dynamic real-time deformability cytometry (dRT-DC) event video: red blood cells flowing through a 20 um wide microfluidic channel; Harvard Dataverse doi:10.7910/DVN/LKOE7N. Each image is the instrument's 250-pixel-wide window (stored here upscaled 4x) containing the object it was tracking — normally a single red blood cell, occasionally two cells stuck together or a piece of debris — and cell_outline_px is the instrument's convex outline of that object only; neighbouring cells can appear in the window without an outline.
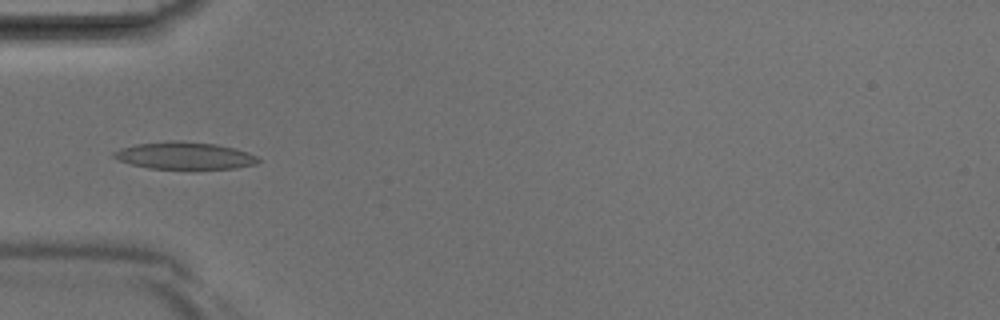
{"species": "Egyptian fruit bat (a non-hibernating species)", "species_latin": "Rousettus aegyptiacus", "temperature_condition": "room temperature", "stored_images_in_passage": 35, "camera_frame_rate_fps": 3000, "um_per_image_px": 0.085, "animal": {"sex": "male"}, "frame": {"image": 1, "passage_image": 12, "time_ms": 3.667, "image_size_px": [1000, 320], "cell_outline_px": [[260, 160], [256, 164], [236, 168], [148, 168], [132, 164], [120, 160], [112, 156], [112, 152], [120, 148], [136, 144], [172, 140], [180, 140], [216, 144], [248, 152], [256, 156]], "centroid_in_image_um": [15.67, 13.21], "position_along_channel_um": 69.3, "area_um2": 22.66}}
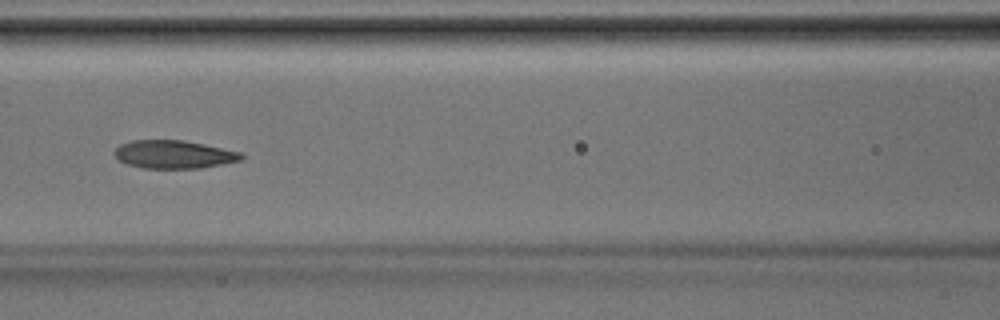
{"frame": {"image": 2, "passage_image": 17, "time_ms": 5.333, "image_size_px": [1000, 320], "cell_outline_px": [[244, 156], [240, 160], [200, 168], [144, 168], [128, 164], [116, 160], [112, 152], [120, 144], [132, 140], [184, 140], [244, 152]], "centroid_in_image_um": [14.75, 13.11], "position_along_channel_um": 151.9, "area_um2": 20.92}}
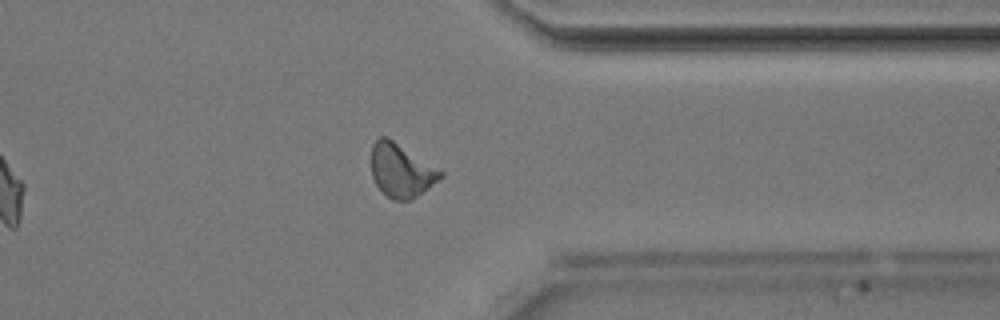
{"frame": {"image": 3, "passage_image": 31, "time_ms": 10.0, "image_size_px": [1000, 320], "cell_outline_px": [[444, 176], [412, 200], [392, 200], [376, 184], [372, 176], [372, 144], [380, 136], [388, 136], [444, 172]], "centroid_in_image_um": [34.11, 14.47], "position_along_channel_um": 377.3, "area_um2": 21.5}}